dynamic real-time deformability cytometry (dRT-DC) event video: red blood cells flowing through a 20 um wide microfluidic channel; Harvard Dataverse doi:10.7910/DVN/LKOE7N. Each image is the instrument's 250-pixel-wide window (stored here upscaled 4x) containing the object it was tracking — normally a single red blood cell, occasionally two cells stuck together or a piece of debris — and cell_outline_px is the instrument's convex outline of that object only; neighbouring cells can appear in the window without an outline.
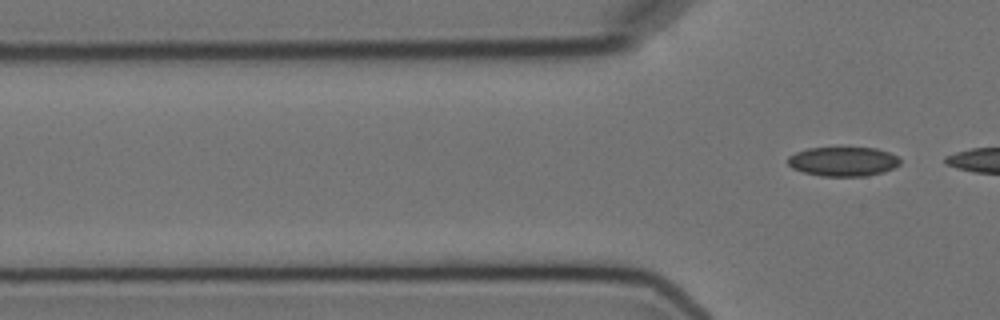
{"species": "Egyptian fruit bat (a non-hibernating species)", "species_latin": "Rousettus aegyptiacus", "temperature_condition": "cold", "stored_images_in_passage": 4, "segment_of_instrument_passage": [2, 2], "camera_frame_rate_fps": 3000, "um_per_image_px": 0.085, "animal": {"sex": "female"}, "frame": {"image": 1, "passage_image": 4, "time_ms": 4.0, "image_size_px": [1000, 320], "cell_outline_px": [[900, 164], [884, 172], [864, 176], [820, 176], [804, 172], [792, 168], [788, 164], [788, 156], [796, 152], [808, 148], [876, 148], [888, 152], [896, 156], [900, 160]], "centroid_in_image_um": [71.65, 13.73], "position_along_channel_um": 54.2, "area_um2": 19.07}}